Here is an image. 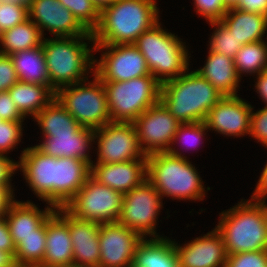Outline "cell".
<instances>
[{"label":"cell","instance_id":"cell-37","mask_svg":"<svg viewBox=\"0 0 267 267\" xmlns=\"http://www.w3.org/2000/svg\"><path fill=\"white\" fill-rule=\"evenodd\" d=\"M23 121H0V154L4 155L21 141Z\"/></svg>","mask_w":267,"mask_h":267},{"label":"cell","instance_id":"cell-30","mask_svg":"<svg viewBox=\"0 0 267 267\" xmlns=\"http://www.w3.org/2000/svg\"><path fill=\"white\" fill-rule=\"evenodd\" d=\"M43 40L40 29L27 19L0 34V44L3 47L0 54L11 55L17 51L33 49L41 46Z\"/></svg>","mask_w":267,"mask_h":267},{"label":"cell","instance_id":"cell-45","mask_svg":"<svg viewBox=\"0 0 267 267\" xmlns=\"http://www.w3.org/2000/svg\"><path fill=\"white\" fill-rule=\"evenodd\" d=\"M0 250L9 252L15 257L16 245L10 234L5 216L0 217Z\"/></svg>","mask_w":267,"mask_h":267},{"label":"cell","instance_id":"cell-25","mask_svg":"<svg viewBox=\"0 0 267 267\" xmlns=\"http://www.w3.org/2000/svg\"><path fill=\"white\" fill-rule=\"evenodd\" d=\"M208 53L205 65L196 71L223 96H237L240 77L237 74L234 59L210 50Z\"/></svg>","mask_w":267,"mask_h":267},{"label":"cell","instance_id":"cell-50","mask_svg":"<svg viewBox=\"0 0 267 267\" xmlns=\"http://www.w3.org/2000/svg\"><path fill=\"white\" fill-rule=\"evenodd\" d=\"M0 267H18L15 257L9 253L0 250Z\"/></svg>","mask_w":267,"mask_h":267},{"label":"cell","instance_id":"cell-11","mask_svg":"<svg viewBox=\"0 0 267 267\" xmlns=\"http://www.w3.org/2000/svg\"><path fill=\"white\" fill-rule=\"evenodd\" d=\"M104 49L106 51L91 72L102 82L128 81L151 75L146 59L134 44H94V51Z\"/></svg>","mask_w":267,"mask_h":267},{"label":"cell","instance_id":"cell-48","mask_svg":"<svg viewBox=\"0 0 267 267\" xmlns=\"http://www.w3.org/2000/svg\"><path fill=\"white\" fill-rule=\"evenodd\" d=\"M263 198H267V164L265 165L263 171L261 172V175L257 182V186L255 188L253 195H251L250 200L263 199Z\"/></svg>","mask_w":267,"mask_h":267},{"label":"cell","instance_id":"cell-6","mask_svg":"<svg viewBox=\"0 0 267 267\" xmlns=\"http://www.w3.org/2000/svg\"><path fill=\"white\" fill-rule=\"evenodd\" d=\"M160 25L158 21L143 32L134 45L146 59L150 74L163 84L185 73L191 56L181 39Z\"/></svg>","mask_w":267,"mask_h":267},{"label":"cell","instance_id":"cell-34","mask_svg":"<svg viewBox=\"0 0 267 267\" xmlns=\"http://www.w3.org/2000/svg\"><path fill=\"white\" fill-rule=\"evenodd\" d=\"M210 24L212 27L216 26V29L210 38L209 50L234 59L243 46L241 41H238L221 21L210 22Z\"/></svg>","mask_w":267,"mask_h":267},{"label":"cell","instance_id":"cell-10","mask_svg":"<svg viewBox=\"0 0 267 267\" xmlns=\"http://www.w3.org/2000/svg\"><path fill=\"white\" fill-rule=\"evenodd\" d=\"M162 205V196L145 179L139 186L124 194L118 222L131 230H135L143 238L148 235L160 237L156 234L155 228Z\"/></svg>","mask_w":267,"mask_h":267},{"label":"cell","instance_id":"cell-9","mask_svg":"<svg viewBox=\"0 0 267 267\" xmlns=\"http://www.w3.org/2000/svg\"><path fill=\"white\" fill-rule=\"evenodd\" d=\"M123 198V193L99 183L90 175L64 209L80 220L100 224L118 222Z\"/></svg>","mask_w":267,"mask_h":267},{"label":"cell","instance_id":"cell-3","mask_svg":"<svg viewBox=\"0 0 267 267\" xmlns=\"http://www.w3.org/2000/svg\"><path fill=\"white\" fill-rule=\"evenodd\" d=\"M84 40L92 42L93 47H88V43ZM42 47L50 86L55 91L88 80V76H84L91 72L97 62L91 53L94 52V40L89 31L85 35L76 37L44 38Z\"/></svg>","mask_w":267,"mask_h":267},{"label":"cell","instance_id":"cell-14","mask_svg":"<svg viewBox=\"0 0 267 267\" xmlns=\"http://www.w3.org/2000/svg\"><path fill=\"white\" fill-rule=\"evenodd\" d=\"M143 237L119 222L101 223L100 267H132L135 250Z\"/></svg>","mask_w":267,"mask_h":267},{"label":"cell","instance_id":"cell-23","mask_svg":"<svg viewBox=\"0 0 267 267\" xmlns=\"http://www.w3.org/2000/svg\"><path fill=\"white\" fill-rule=\"evenodd\" d=\"M90 175L91 165L87 161L56 157V208H64Z\"/></svg>","mask_w":267,"mask_h":267},{"label":"cell","instance_id":"cell-36","mask_svg":"<svg viewBox=\"0 0 267 267\" xmlns=\"http://www.w3.org/2000/svg\"><path fill=\"white\" fill-rule=\"evenodd\" d=\"M29 19L28 8L19 4L0 5V34Z\"/></svg>","mask_w":267,"mask_h":267},{"label":"cell","instance_id":"cell-39","mask_svg":"<svg viewBox=\"0 0 267 267\" xmlns=\"http://www.w3.org/2000/svg\"><path fill=\"white\" fill-rule=\"evenodd\" d=\"M205 130H208L205 122L180 124L177 132L174 135L172 145L176 143V141H180L182 144H188L189 146L196 147L198 144H200L199 141H201Z\"/></svg>","mask_w":267,"mask_h":267},{"label":"cell","instance_id":"cell-7","mask_svg":"<svg viewBox=\"0 0 267 267\" xmlns=\"http://www.w3.org/2000/svg\"><path fill=\"white\" fill-rule=\"evenodd\" d=\"M103 84L111 122H134L160 100L161 84L152 75Z\"/></svg>","mask_w":267,"mask_h":267},{"label":"cell","instance_id":"cell-38","mask_svg":"<svg viewBox=\"0 0 267 267\" xmlns=\"http://www.w3.org/2000/svg\"><path fill=\"white\" fill-rule=\"evenodd\" d=\"M225 267H267V250L230 254Z\"/></svg>","mask_w":267,"mask_h":267},{"label":"cell","instance_id":"cell-5","mask_svg":"<svg viewBox=\"0 0 267 267\" xmlns=\"http://www.w3.org/2000/svg\"><path fill=\"white\" fill-rule=\"evenodd\" d=\"M215 227L223 238L227 255L267 250V227L261 207L254 200L238 202L223 211Z\"/></svg>","mask_w":267,"mask_h":267},{"label":"cell","instance_id":"cell-26","mask_svg":"<svg viewBox=\"0 0 267 267\" xmlns=\"http://www.w3.org/2000/svg\"><path fill=\"white\" fill-rule=\"evenodd\" d=\"M132 267H180L174 241L163 236L143 238L135 250Z\"/></svg>","mask_w":267,"mask_h":267},{"label":"cell","instance_id":"cell-52","mask_svg":"<svg viewBox=\"0 0 267 267\" xmlns=\"http://www.w3.org/2000/svg\"><path fill=\"white\" fill-rule=\"evenodd\" d=\"M266 199L267 198H263V199H256V203L261 207L264 218H265V224L267 227V204H266Z\"/></svg>","mask_w":267,"mask_h":267},{"label":"cell","instance_id":"cell-41","mask_svg":"<svg viewBox=\"0 0 267 267\" xmlns=\"http://www.w3.org/2000/svg\"><path fill=\"white\" fill-rule=\"evenodd\" d=\"M249 135L267 148V106L251 114Z\"/></svg>","mask_w":267,"mask_h":267},{"label":"cell","instance_id":"cell-43","mask_svg":"<svg viewBox=\"0 0 267 267\" xmlns=\"http://www.w3.org/2000/svg\"><path fill=\"white\" fill-rule=\"evenodd\" d=\"M0 119L5 121H23L25 117L17 109L8 91L0 92Z\"/></svg>","mask_w":267,"mask_h":267},{"label":"cell","instance_id":"cell-29","mask_svg":"<svg viewBox=\"0 0 267 267\" xmlns=\"http://www.w3.org/2000/svg\"><path fill=\"white\" fill-rule=\"evenodd\" d=\"M19 81L50 85V79L42 45L10 55Z\"/></svg>","mask_w":267,"mask_h":267},{"label":"cell","instance_id":"cell-46","mask_svg":"<svg viewBox=\"0 0 267 267\" xmlns=\"http://www.w3.org/2000/svg\"><path fill=\"white\" fill-rule=\"evenodd\" d=\"M238 9L267 15V0H240Z\"/></svg>","mask_w":267,"mask_h":267},{"label":"cell","instance_id":"cell-33","mask_svg":"<svg viewBox=\"0 0 267 267\" xmlns=\"http://www.w3.org/2000/svg\"><path fill=\"white\" fill-rule=\"evenodd\" d=\"M237 74H259L267 70V43L262 41L243 45L234 58Z\"/></svg>","mask_w":267,"mask_h":267},{"label":"cell","instance_id":"cell-22","mask_svg":"<svg viewBox=\"0 0 267 267\" xmlns=\"http://www.w3.org/2000/svg\"><path fill=\"white\" fill-rule=\"evenodd\" d=\"M44 138L36 146L45 154L57 158L82 159L90 165L93 163L88 148L90 149L91 142H95L94 129L81 126L75 133L50 134Z\"/></svg>","mask_w":267,"mask_h":267},{"label":"cell","instance_id":"cell-19","mask_svg":"<svg viewBox=\"0 0 267 267\" xmlns=\"http://www.w3.org/2000/svg\"><path fill=\"white\" fill-rule=\"evenodd\" d=\"M56 210L67 220L73 246V264L100 267V223L77 219L64 208Z\"/></svg>","mask_w":267,"mask_h":267},{"label":"cell","instance_id":"cell-8","mask_svg":"<svg viewBox=\"0 0 267 267\" xmlns=\"http://www.w3.org/2000/svg\"><path fill=\"white\" fill-rule=\"evenodd\" d=\"M87 80L67 85L56 91V99L83 127L98 129L111 122L103 82L95 75ZM84 83V84H83Z\"/></svg>","mask_w":267,"mask_h":267},{"label":"cell","instance_id":"cell-44","mask_svg":"<svg viewBox=\"0 0 267 267\" xmlns=\"http://www.w3.org/2000/svg\"><path fill=\"white\" fill-rule=\"evenodd\" d=\"M18 168V162H14L6 155L0 154V185L12 187L11 177Z\"/></svg>","mask_w":267,"mask_h":267},{"label":"cell","instance_id":"cell-35","mask_svg":"<svg viewBox=\"0 0 267 267\" xmlns=\"http://www.w3.org/2000/svg\"><path fill=\"white\" fill-rule=\"evenodd\" d=\"M89 32H93L100 22V11L92 0H59Z\"/></svg>","mask_w":267,"mask_h":267},{"label":"cell","instance_id":"cell-18","mask_svg":"<svg viewBox=\"0 0 267 267\" xmlns=\"http://www.w3.org/2000/svg\"><path fill=\"white\" fill-rule=\"evenodd\" d=\"M180 267H225L227 252L223 238L215 228L204 236L180 246L175 243Z\"/></svg>","mask_w":267,"mask_h":267},{"label":"cell","instance_id":"cell-28","mask_svg":"<svg viewBox=\"0 0 267 267\" xmlns=\"http://www.w3.org/2000/svg\"><path fill=\"white\" fill-rule=\"evenodd\" d=\"M20 113L33 118L56 98V91L50 85L31 84L18 81L8 90Z\"/></svg>","mask_w":267,"mask_h":267},{"label":"cell","instance_id":"cell-32","mask_svg":"<svg viewBox=\"0 0 267 267\" xmlns=\"http://www.w3.org/2000/svg\"><path fill=\"white\" fill-rule=\"evenodd\" d=\"M46 251V221L34 234L23 237L16 246L15 261L18 267H40Z\"/></svg>","mask_w":267,"mask_h":267},{"label":"cell","instance_id":"cell-21","mask_svg":"<svg viewBox=\"0 0 267 267\" xmlns=\"http://www.w3.org/2000/svg\"><path fill=\"white\" fill-rule=\"evenodd\" d=\"M67 220L55 210L46 220V251L40 267L73 264V248Z\"/></svg>","mask_w":267,"mask_h":267},{"label":"cell","instance_id":"cell-1","mask_svg":"<svg viewBox=\"0 0 267 267\" xmlns=\"http://www.w3.org/2000/svg\"><path fill=\"white\" fill-rule=\"evenodd\" d=\"M156 0H118L100 12L92 32L94 44H134L137 38L159 21Z\"/></svg>","mask_w":267,"mask_h":267},{"label":"cell","instance_id":"cell-20","mask_svg":"<svg viewBox=\"0 0 267 267\" xmlns=\"http://www.w3.org/2000/svg\"><path fill=\"white\" fill-rule=\"evenodd\" d=\"M147 160L91 164V176L120 193H127L146 179Z\"/></svg>","mask_w":267,"mask_h":267},{"label":"cell","instance_id":"cell-40","mask_svg":"<svg viewBox=\"0 0 267 267\" xmlns=\"http://www.w3.org/2000/svg\"><path fill=\"white\" fill-rule=\"evenodd\" d=\"M196 12L210 22L220 21L228 11L224 0H194Z\"/></svg>","mask_w":267,"mask_h":267},{"label":"cell","instance_id":"cell-47","mask_svg":"<svg viewBox=\"0 0 267 267\" xmlns=\"http://www.w3.org/2000/svg\"><path fill=\"white\" fill-rule=\"evenodd\" d=\"M13 189L0 185V217L4 216L9 206L14 201Z\"/></svg>","mask_w":267,"mask_h":267},{"label":"cell","instance_id":"cell-17","mask_svg":"<svg viewBox=\"0 0 267 267\" xmlns=\"http://www.w3.org/2000/svg\"><path fill=\"white\" fill-rule=\"evenodd\" d=\"M28 14L42 36L44 29L54 37H76L88 32L59 0H33Z\"/></svg>","mask_w":267,"mask_h":267},{"label":"cell","instance_id":"cell-54","mask_svg":"<svg viewBox=\"0 0 267 267\" xmlns=\"http://www.w3.org/2000/svg\"><path fill=\"white\" fill-rule=\"evenodd\" d=\"M240 0H224V5L227 10L238 8Z\"/></svg>","mask_w":267,"mask_h":267},{"label":"cell","instance_id":"cell-12","mask_svg":"<svg viewBox=\"0 0 267 267\" xmlns=\"http://www.w3.org/2000/svg\"><path fill=\"white\" fill-rule=\"evenodd\" d=\"M97 138L96 163H121L147 160L142 152L133 122H110L95 130Z\"/></svg>","mask_w":267,"mask_h":267},{"label":"cell","instance_id":"cell-24","mask_svg":"<svg viewBox=\"0 0 267 267\" xmlns=\"http://www.w3.org/2000/svg\"><path fill=\"white\" fill-rule=\"evenodd\" d=\"M55 210V207L47 206L41 211L33 202L14 200L4 216L15 245L17 246L23 237L34 234V230H37Z\"/></svg>","mask_w":267,"mask_h":267},{"label":"cell","instance_id":"cell-49","mask_svg":"<svg viewBox=\"0 0 267 267\" xmlns=\"http://www.w3.org/2000/svg\"><path fill=\"white\" fill-rule=\"evenodd\" d=\"M256 76V92L259 93L260 98H262V101L266 103L265 106H267V70H264L262 73H259Z\"/></svg>","mask_w":267,"mask_h":267},{"label":"cell","instance_id":"cell-15","mask_svg":"<svg viewBox=\"0 0 267 267\" xmlns=\"http://www.w3.org/2000/svg\"><path fill=\"white\" fill-rule=\"evenodd\" d=\"M18 168L34 193L56 208V157L42 152L37 146L23 149Z\"/></svg>","mask_w":267,"mask_h":267},{"label":"cell","instance_id":"cell-13","mask_svg":"<svg viewBox=\"0 0 267 267\" xmlns=\"http://www.w3.org/2000/svg\"><path fill=\"white\" fill-rule=\"evenodd\" d=\"M142 152L148 156L167 152L181 124L159 100L146 109L134 122Z\"/></svg>","mask_w":267,"mask_h":267},{"label":"cell","instance_id":"cell-53","mask_svg":"<svg viewBox=\"0 0 267 267\" xmlns=\"http://www.w3.org/2000/svg\"><path fill=\"white\" fill-rule=\"evenodd\" d=\"M3 3H12V4H19L21 6H25L27 8H29V6L31 5V3L33 2V0H2Z\"/></svg>","mask_w":267,"mask_h":267},{"label":"cell","instance_id":"cell-31","mask_svg":"<svg viewBox=\"0 0 267 267\" xmlns=\"http://www.w3.org/2000/svg\"><path fill=\"white\" fill-rule=\"evenodd\" d=\"M34 119L41 127L44 137L50 134L75 133L81 127L56 98Z\"/></svg>","mask_w":267,"mask_h":267},{"label":"cell","instance_id":"cell-55","mask_svg":"<svg viewBox=\"0 0 267 267\" xmlns=\"http://www.w3.org/2000/svg\"><path fill=\"white\" fill-rule=\"evenodd\" d=\"M66 267H89V266H82V265H76V264H71Z\"/></svg>","mask_w":267,"mask_h":267},{"label":"cell","instance_id":"cell-4","mask_svg":"<svg viewBox=\"0 0 267 267\" xmlns=\"http://www.w3.org/2000/svg\"><path fill=\"white\" fill-rule=\"evenodd\" d=\"M172 147L147 156L146 179L160 195L172 199L203 200V181L187 157Z\"/></svg>","mask_w":267,"mask_h":267},{"label":"cell","instance_id":"cell-2","mask_svg":"<svg viewBox=\"0 0 267 267\" xmlns=\"http://www.w3.org/2000/svg\"><path fill=\"white\" fill-rule=\"evenodd\" d=\"M181 74L161 84L160 101L181 123L204 122L209 111L224 97L197 71Z\"/></svg>","mask_w":267,"mask_h":267},{"label":"cell","instance_id":"cell-16","mask_svg":"<svg viewBox=\"0 0 267 267\" xmlns=\"http://www.w3.org/2000/svg\"><path fill=\"white\" fill-rule=\"evenodd\" d=\"M253 107L237 96H224L209 111L205 124L207 129L224 136L241 137L250 134Z\"/></svg>","mask_w":267,"mask_h":267},{"label":"cell","instance_id":"cell-42","mask_svg":"<svg viewBox=\"0 0 267 267\" xmlns=\"http://www.w3.org/2000/svg\"><path fill=\"white\" fill-rule=\"evenodd\" d=\"M18 81L10 55L0 54V92L8 91Z\"/></svg>","mask_w":267,"mask_h":267},{"label":"cell","instance_id":"cell-27","mask_svg":"<svg viewBox=\"0 0 267 267\" xmlns=\"http://www.w3.org/2000/svg\"><path fill=\"white\" fill-rule=\"evenodd\" d=\"M243 45L262 41L267 31V15L238 8L228 10L220 20Z\"/></svg>","mask_w":267,"mask_h":267},{"label":"cell","instance_id":"cell-51","mask_svg":"<svg viewBox=\"0 0 267 267\" xmlns=\"http://www.w3.org/2000/svg\"><path fill=\"white\" fill-rule=\"evenodd\" d=\"M92 1L101 12L104 8L114 4L118 0H92Z\"/></svg>","mask_w":267,"mask_h":267}]
</instances>
